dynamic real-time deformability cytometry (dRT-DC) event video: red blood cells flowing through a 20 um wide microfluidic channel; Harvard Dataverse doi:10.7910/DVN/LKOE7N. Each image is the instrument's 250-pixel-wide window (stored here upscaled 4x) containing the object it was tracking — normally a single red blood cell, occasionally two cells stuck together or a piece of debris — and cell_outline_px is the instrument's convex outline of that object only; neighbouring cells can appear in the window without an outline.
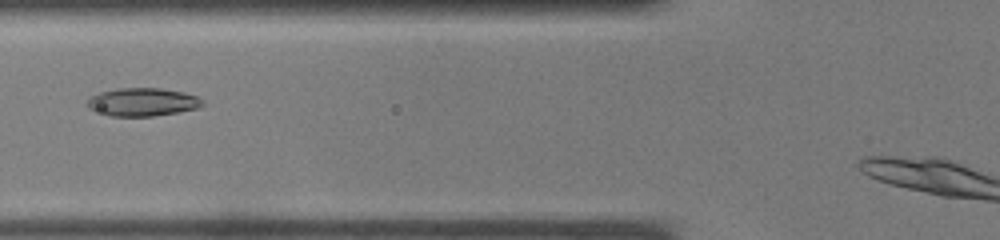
{"species": "common noctule bat (a hibernating species)", "species_latin": "Nyctalus noctula", "temperature_condition": "warm", "stored_images_in_passage": 23, "camera_frame_rate_fps": 3000, "um_per_image_px": 0.085, "animal": {"sex": "male", "body_mass_g": 19.0, "forearm_length_mm": 50.8}, "frame": {"image": 1, "passage_image": 4, "time_ms": 1.0, "image_size_px": [1000, 240], "cell_outline_px": [[204, 104], [196, 108], [176, 112], [152, 116], [108, 116], [88, 108], [88, 100], [92, 96], [100, 92], [116, 88], [160, 88], [184, 92], [196, 96], [204, 100]], "centroid_in_image_um": [12.11, 8.67], "position_along_channel_um": 113.7, "area_um2": 18.79}}
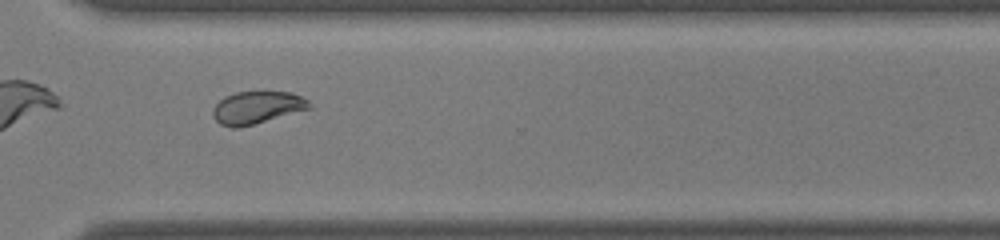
{"frame": {"image": 2, "passage_image": 17, "time_ms": 5.333, "image_size_px": [1000, 240], "cell_outline_px": [[312, 108], [252, 124], [236, 128], [232, 128], [220, 124], [212, 116], [212, 108], [224, 96], [236, 92], [292, 92], [308, 100], [312, 104]], "centroid_in_image_um": [21.83, 9.13], "position_along_channel_um": 348.8, "area_um2": 18.15}}